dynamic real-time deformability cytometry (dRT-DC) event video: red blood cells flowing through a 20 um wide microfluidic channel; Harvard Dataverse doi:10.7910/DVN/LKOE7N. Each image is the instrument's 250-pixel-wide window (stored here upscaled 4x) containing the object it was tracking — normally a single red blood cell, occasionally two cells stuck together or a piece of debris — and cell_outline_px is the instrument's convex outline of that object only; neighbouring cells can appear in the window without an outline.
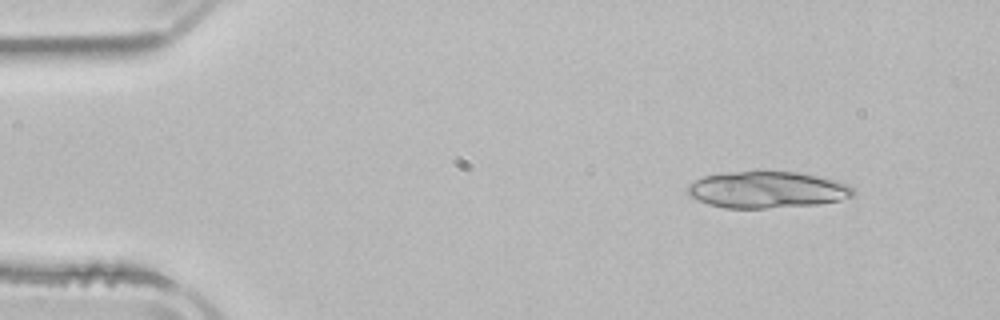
{"species": "common noctule bat (a hibernating species)", "species_latin": "Nyctalus noctula", "temperature_condition": "room temperature", "stored_images_in_passage": 5, "segment_of_instrument_passage": [2, 2], "camera_frame_rate_fps": 3000, "um_per_image_px": 0.085, "animal": {"sex": "male", "body_mass_g": 21.5, "forearm_length_mm": 52.0}, "frame": {"image": 1, "passage_image": 5, "time_ms": 6.333, "image_size_px": [1000, 320], "cell_outline_px": [[856, 192], [852, 196], [840, 200], [816, 204], [764, 208], [724, 208], [708, 204], [688, 196], [688, 184], [704, 176], [728, 172], [796, 172], [836, 180], [848, 184]], "centroid_in_image_um": [65.19, 16.13], "position_along_channel_um": 19.8, "area_um2": 35.03}}